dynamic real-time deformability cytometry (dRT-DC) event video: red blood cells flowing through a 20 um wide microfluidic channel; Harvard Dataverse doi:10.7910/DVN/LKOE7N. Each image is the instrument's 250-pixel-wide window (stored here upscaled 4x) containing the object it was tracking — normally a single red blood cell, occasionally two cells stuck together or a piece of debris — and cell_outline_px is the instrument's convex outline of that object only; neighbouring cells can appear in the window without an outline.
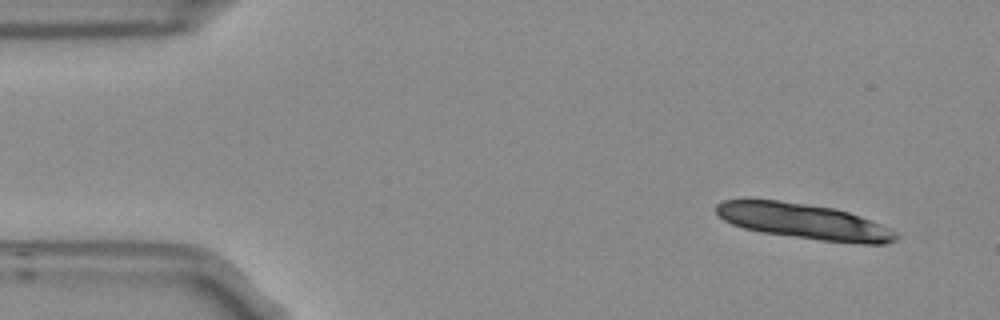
{"species": "Egyptian fruit bat (a non-hibernating species)", "species_latin": "Rousettus aegyptiacus", "temperature_condition": "room temperature", "stored_images_in_passage": 5, "camera_frame_rate_fps": 3000, "um_per_image_px": 0.085, "frame": {"image": 1, "passage_image": 1, "time_ms": 0.0, "image_size_px": [1000, 320], "cell_outline_px": [[900, 236], [896, 240], [884, 244], [864, 244], [820, 240], [760, 232], [744, 228], [732, 224], [724, 220], [716, 212], [716, 204], [724, 200], [776, 200], [836, 208], [860, 216], [880, 224], [896, 232]], "centroid_in_image_um": [68.35, 18.83], "position_along_channel_um": 16.6, "area_um2": 36.93}}
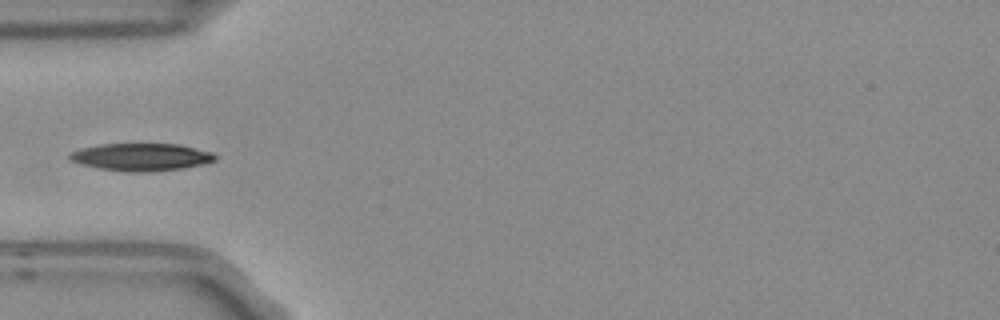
{"frame": {"image": 2, "passage_image": 4, "time_ms": 1.0, "image_size_px": [1000, 320], "cell_outline_px": [[216, 160], [184, 168], [152, 172], [124, 172], [100, 168], [80, 164], [72, 160], [68, 156], [72, 152], [80, 148], [100, 144], [176, 144], [212, 152], [216, 156]], "centroid_in_image_um": [11.99, 13.35], "position_along_channel_um": 73.0, "area_um2": 23.18}}
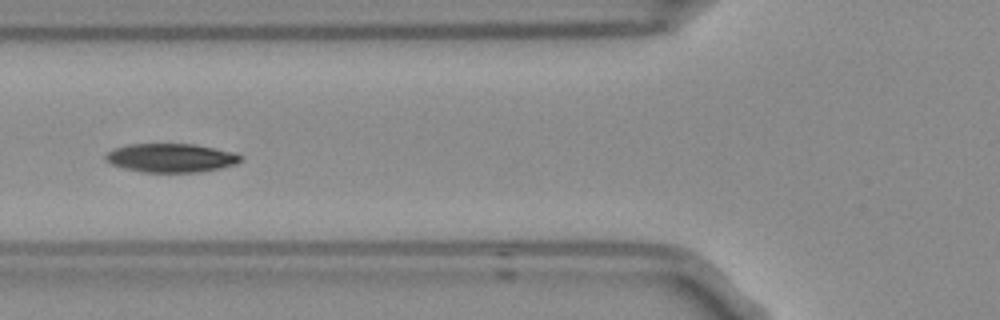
{"frame": {"image": 3, "passage_image": 5, "time_ms": 1.333, "image_size_px": [1000, 320], "cell_outline_px": [[240, 160], [236, 164], [220, 168], [200, 172], [144, 172], [124, 168], [112, 164], [104, 160], [104, 156], [108, 152], [116, 148], [128, 144], [192, 144], [212, 148], [228, 152], [240, 156]], "centroid_in_image_um": [14.46, 13.43], "position_along_channel_um": 111.3, "area_um2": 22.2}}